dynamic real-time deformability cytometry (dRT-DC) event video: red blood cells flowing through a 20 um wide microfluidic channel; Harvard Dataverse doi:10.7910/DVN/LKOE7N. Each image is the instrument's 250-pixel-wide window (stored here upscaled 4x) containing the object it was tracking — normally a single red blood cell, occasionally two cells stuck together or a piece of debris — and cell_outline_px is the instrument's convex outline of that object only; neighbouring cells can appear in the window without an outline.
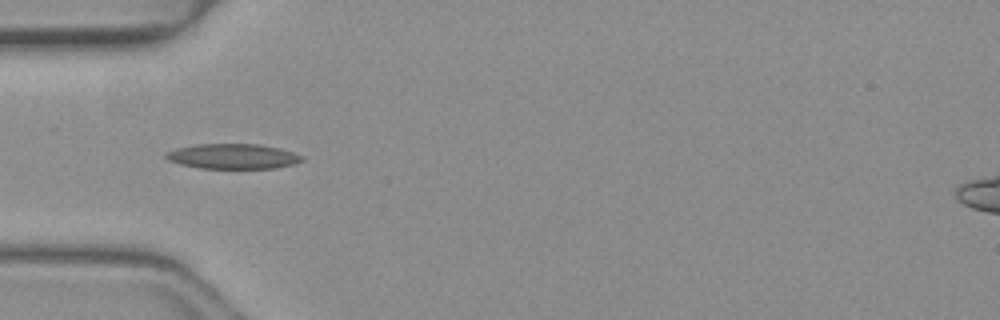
{"species": "common noctule bat (a hibernating species)", "species_latin": "Nyctalus noctula", "temperature_condition": "warm", "stored_images_in_passage": 36, "camera_frame_rate_fps": 3000, "um_per_image_px": 0.085, "animal": {"sex": "female", "body_mass_g": 19.3, "forearm_length_mm": 54.1}, "frame": {"image": 1, "passage_image": 4, "time_ms": 1.0, "image_size_px": [1000, 320], "cell_outline_px": [[304, 160], [296, 164], [276, 168], [200, 168], [180, 164], [168, 160], [164, 156], [164, 152], [176, 148], [196, 144], [256, 144], [280, 148], [304, 156]], "centroid_in_image_um": [19.8, 13.29], "position_along_channel_um": 65.2, "area_um2": 20.0}}
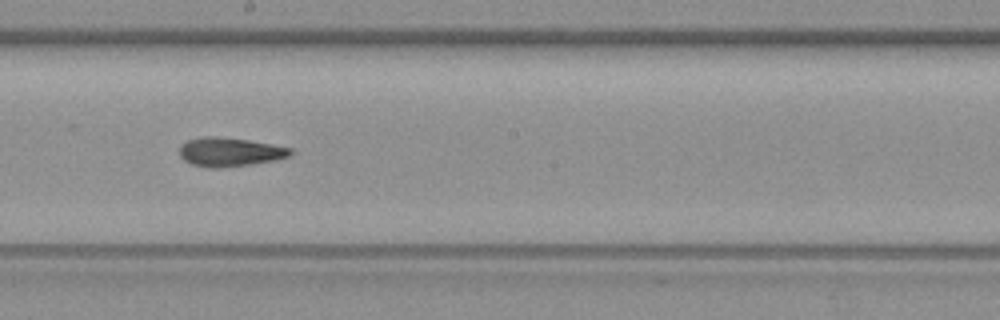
{"frame": {"image": 2, "passage_image": 16, "time_ms": 5.0, "image_size_px": [1000, 320], "cell_outline_px": [[292, 152], [288, 156], [272, 160], [252, 164], [220, 168], [208, 168], [192, 164], [184, 160], [180, 156], [180, 144], [188, 140], [204, 136], [216, 136], [248, 140], [292, 148]], "centroid_in_image_um": [19.48, 12.92], "position_along_channel_um": 228.7, "area_um2": 18.55}}
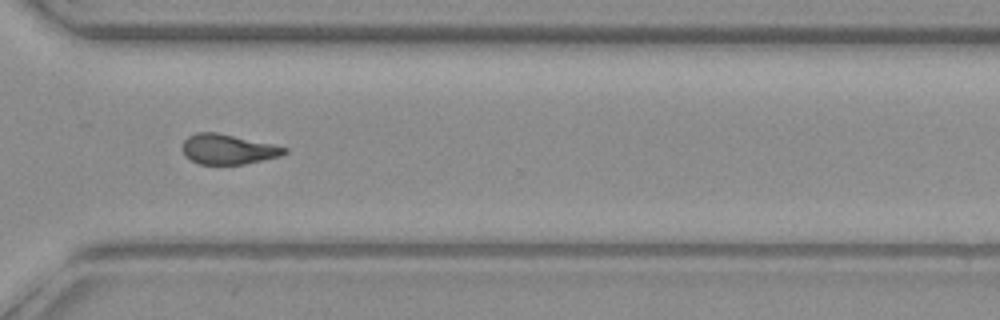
{"frame": {"image": 3, "passage_image": 25, "time_ms": 8.0, "image_size_px": [1000, 320], "cell_outline_px": [[288, 152], [280, 156], [244, 164], [200, 164], [192, 160], [184, 152], [184, 140], [188, 136], [196, 132], [216, 132], [272, 144], [288, 148]], "centroid_in_image_um": [19.41, 12.68], "position_along_channel_um": 351.2, "area_um2": 17.51}}